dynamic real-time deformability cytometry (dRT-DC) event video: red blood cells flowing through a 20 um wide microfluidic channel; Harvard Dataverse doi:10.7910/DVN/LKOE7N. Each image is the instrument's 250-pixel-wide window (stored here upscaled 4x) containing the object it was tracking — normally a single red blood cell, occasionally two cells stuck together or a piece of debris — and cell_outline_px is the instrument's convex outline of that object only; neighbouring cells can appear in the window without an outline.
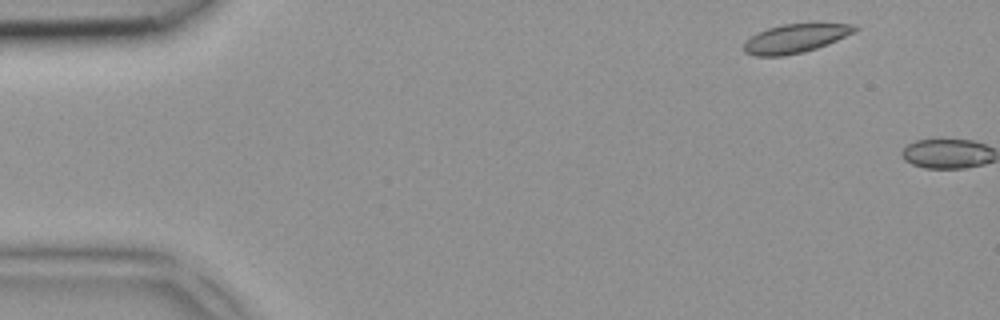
{"species": "common noctule bat (a hibernating species)", "species_latin": "Nyctalus noctula", "temperature_condition": "room temperature", "stored_images_in_passage": 3, "segment_of_instrument_passage": [2, 2], "camera_frame_rate_fps": 3000, "um_per_image_px": 0.085, "animal": {"sex": "female", "body_mass_g": 18.4}, "frame": {"image": 1, "passage_image": 3, "time_ms": 0.667, "image_size_px": [1000, 320], "cell_outline_px": [[860, 28], [828, 44], [804, 52], [780, 56], [756, 56], [744, 52], [744, 44], [752, 36], [768, 28], [784, 24], [856, 24]], "centroid_in_image_um": [67.6, 3.27], "position_along_channel_um": 17.4, "area_um2": 18.15}}